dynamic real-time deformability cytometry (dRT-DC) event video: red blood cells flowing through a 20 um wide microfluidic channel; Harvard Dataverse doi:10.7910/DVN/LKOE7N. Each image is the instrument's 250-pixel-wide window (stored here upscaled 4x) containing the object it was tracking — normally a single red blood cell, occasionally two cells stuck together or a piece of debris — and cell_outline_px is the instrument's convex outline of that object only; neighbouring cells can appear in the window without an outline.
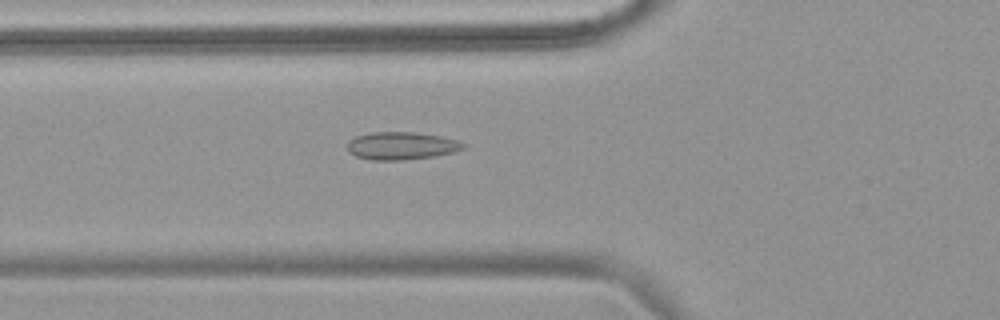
{"species": "common noctule bat (a hibernating species)", "species_latin": "Nyctalus noctula", "temperature_condition": "warm", "stored_images_in_passage": 54, "camera_frame_rate_fps": 3000, "um_per_image_px": 0.085, "animal": {"sex": "female", "body_mass_g": 18.4}, "frame": {"image": 1, "passage_image": 21, "time_ms": 6.667, "image_size_px": [1000, 320], "cell_outline_px": [[468, 144], [464, 148], [452, 152], [436, 156], [404, 160], [372, 160], [356, 156], [348, 152], [348, 140], [356, 136], [372, 132], [412, 132], [440, 136], [456, 140]], "centroid_in_image_um": [34.11, 12.39], "position_along_channel_um": 91.7, "area_um2": 18.73}}
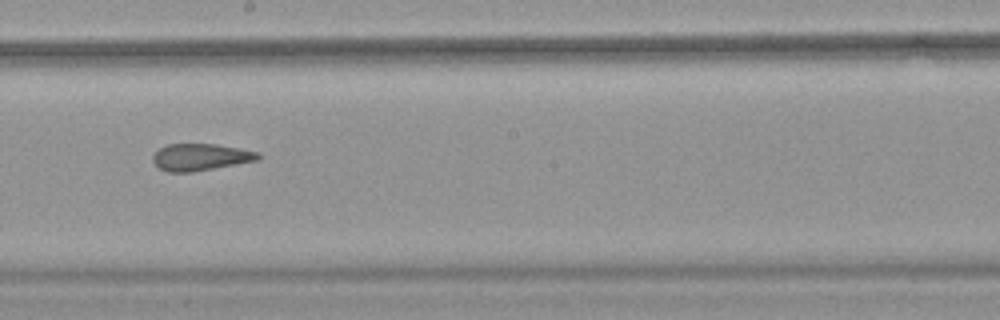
{"frame": {"image": 2, "passage_image": 32, "time_ms": 10.333, "image_size_px": [1000, 320], "cell_outline_px": [[264, 156], [260, 160], [192, 172], [168, 172], [160, 168], [152, 160], [152, 156], [160, 148], [168, 144], [216, 144], [240, 148], [260, 152]], "centroid_in_image_um": [17.12, 13.35], "position_along_channel_um": 231.1, "area_um2": 16.65}}
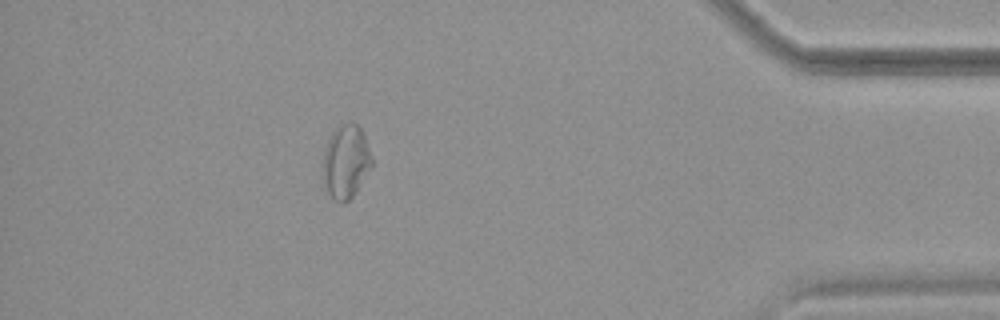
{"frame": {"image": 3, "passage_image": 49, "time_ms": 16.0, "image_size_px": [1000, 320], "cell_outline_px": [[372, 168], [356, 192], [344, 204], [340, 204], [332, 200], [324, 184], [324, 148], [332, 132], [336, 128], [344, 124], [356, 124], [360, 128], [364, 136], [372, 156]], "centroid_in_image_um": [29.41, 13.8], "position_along_channel_um": 405.8, "area_um2": 20.87}, "authors_computed_cell_mechanics": {"area_um2": 18.8717, "velocity_mm_per_s": 3.8079, "shape_relaxation_time_tau1_ms": null, "shape_relaxation_time_tau2_ms": 2.283, "deformation_change_tau1": null, "deformation_change_tau2": 0.1057}}